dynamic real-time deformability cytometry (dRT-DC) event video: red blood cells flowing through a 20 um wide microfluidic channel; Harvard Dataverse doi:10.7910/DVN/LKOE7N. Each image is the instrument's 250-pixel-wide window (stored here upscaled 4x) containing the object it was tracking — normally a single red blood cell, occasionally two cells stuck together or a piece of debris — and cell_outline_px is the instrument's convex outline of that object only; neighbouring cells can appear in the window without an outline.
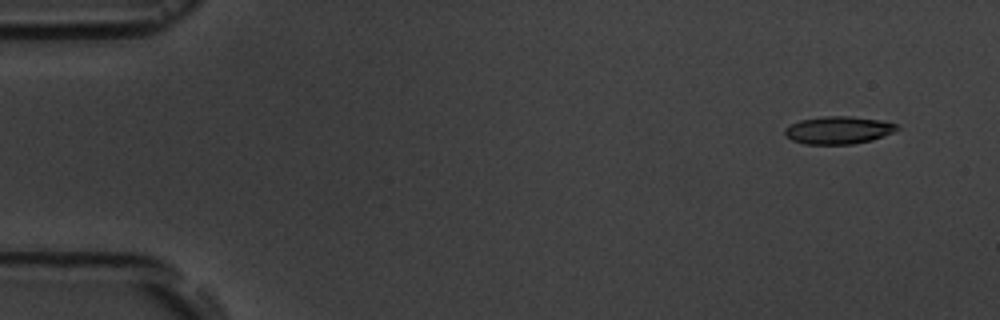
{"species": "common noctule bat (a hibernating species)", "species_latin": "Nyctalus noctula", "temperature_condition": "room temperature", "stored_images_in_passage": 5, "camera_frame_rate_fps": 3000, "um_per_image_px": 0.085, "animal": {"sex": "male", "body_mass_g": 19.5, "forearm_length_mm": 54.6}, "frame": {"image": 1, "passage_image": 1, "time_ms": 0.0, "image_size_px": [1000, 320], "cell_outline_px": [[900, 128], [892, 132], [872, 140], [852, 144], [804, 144], [792, 140], [784, 136], [784, 128], [800, 120], [824, 116], [848, 116], [880, 120], [896, 124]], "centroid_in_image_um": [71.22, 11.06], "position_along_channel_um": 13.8, "area_um2": 17.98}}
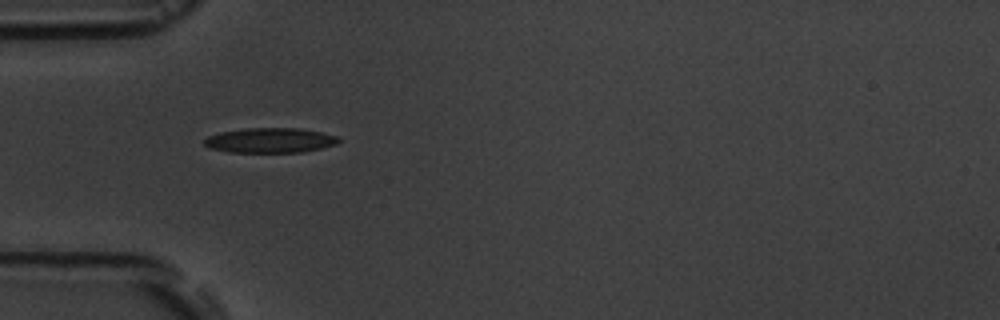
{"frame": {"image": 2, "passage_image": 4, "time_ms": 4.333, "image_size_px": [1000, 320], "cell_outline_px": [[340, 140], [336, 144], [304, 152], [228, 152], [208, 148], [204, 144], [204, 140], [208, 136], [220, 132], [244, 128], [300, 128], [340, 136]], "centroid_in_image_um": [22.95, 11.93], "position_along_channel_um": 62.0, "area_um2": 19.59}}
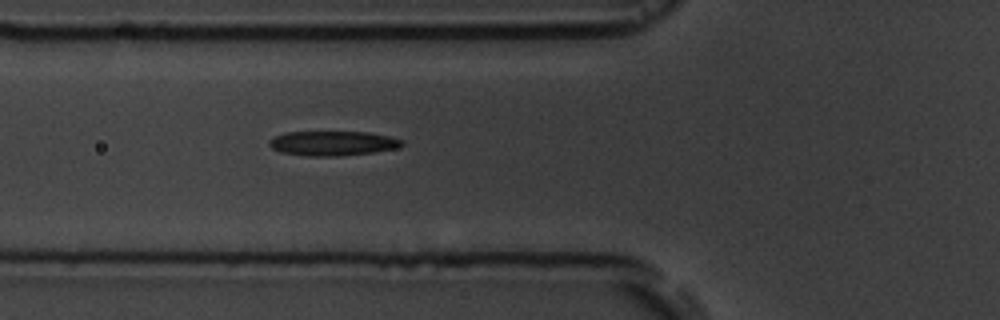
{"frame": {"image": 3, "passage_image": 5, "time_ms": 5.333, "image_size_px": [1000, 320], "cell_outline_px": [[404, 144], [396, 148], [372, 152], [336, 156], [304, 156], [280, 152], [272, 148], [268, 144], [268, 140], [284, 132], [368, 132], [388, 136], [404, 140]], "centroid_in_image_um": [28.24, 12.18], "position_along_channel_um": 97.6, "area_um2": 19.02}}